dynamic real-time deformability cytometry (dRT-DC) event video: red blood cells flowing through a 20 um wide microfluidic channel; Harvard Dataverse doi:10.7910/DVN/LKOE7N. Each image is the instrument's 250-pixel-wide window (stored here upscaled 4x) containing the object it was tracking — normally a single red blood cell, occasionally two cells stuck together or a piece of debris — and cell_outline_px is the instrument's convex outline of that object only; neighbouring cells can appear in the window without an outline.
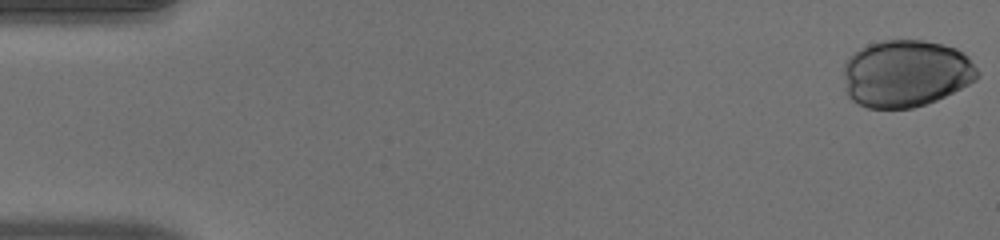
{"species": "human", "species_latin": "Homo sapiens", "temperature_condition": "warm", "stored_images_in_passage": 42, "camera_frame_rate_fps": 3000, "um_per_image_px": 0.085, "donor": {"sex": "male"}, "frame": {"image": 1, "passage_image": 1, "time_ms": 0.0, "image_size_px": [1000, 240], "cell_outline_px": [[980, 76], [976, 80], [936, 100], [912, 108], [868, 108], [852, 100], [848, 96], [844, 76], [844, 64], [848, 56], [860, 48], [868, 44], [880, 40], [924, 40], [944, 44], [956, 48], [968, 56], [980, 72]], "centroid_in_image_um": [77.01, 6.22], "position_along_channel_um": 8.0, "area_um2": 52.6}}
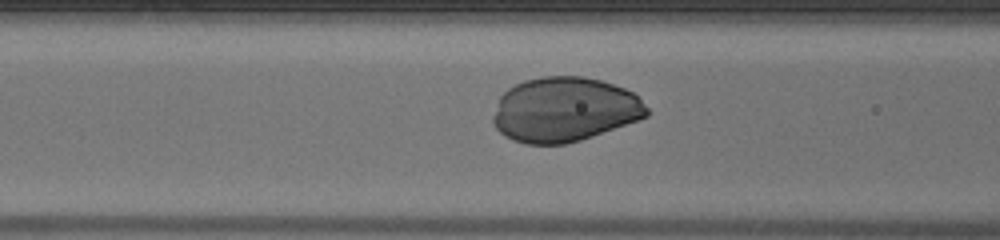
{"frame": {"image": 2, "passage_image": 21, "time_ms": 6.667, "image_size_px": [1000, 240], "cell_outline_px": [[648, 116], [580, 140], [564, 144], [524, 144], [512, 140], [504, 136], [496, 128], [492, 120], [492, 116], [500, 96], [508, 88], [524, 80], [544, 76], [584, 76], [600, 80], [624, 88], [632, 92], [648, 108]], "centroid_in_image_um": [47.94, 9.31], "position_along_channel_um": 118.7, "area_um2": 57.68}}
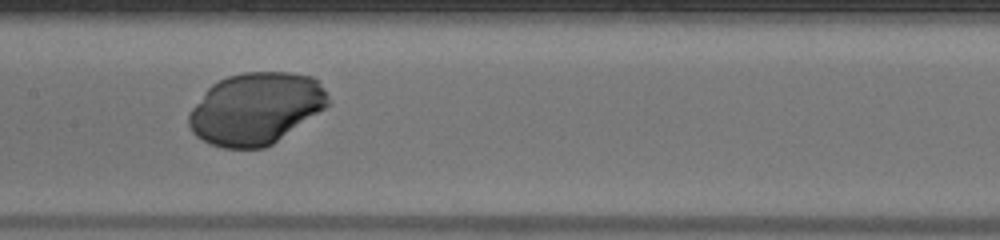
{"frame": {"image": 3, "passage_image": 26, "time_ms": 8.333, "image_size_px": [1000, 240], "cell_outline_px": [[332, 104], [272, 144], [264, 148], [224, 148], [208, 144], [196, 136], [192, 132], [188, 124], [188, 112], [204, 92], [212, 84], [228, 76], [244, 72], [292, 72], [312, 76], [320, 80]], "centroid_in_image_um": [21.76, 9.22], "position_along_channel_um": 185.6, "area_um2": 58.72}}